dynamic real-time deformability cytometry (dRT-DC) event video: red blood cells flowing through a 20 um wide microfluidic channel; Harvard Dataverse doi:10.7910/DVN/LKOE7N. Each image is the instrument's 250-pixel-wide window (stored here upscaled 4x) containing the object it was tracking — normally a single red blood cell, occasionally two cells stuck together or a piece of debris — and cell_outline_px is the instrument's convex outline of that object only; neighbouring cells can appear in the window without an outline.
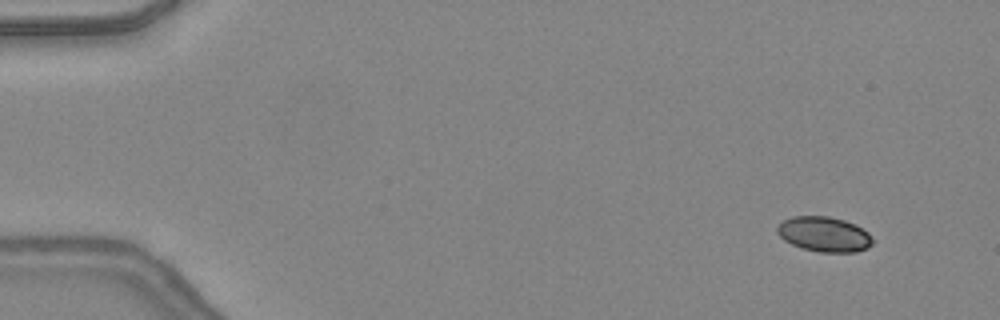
{"species": "common noctule bat (a hibernating species)", "species_latin": "Nyctalus noctula", "temperature_condition": "warm", "stored_images_in_passage": 45, "camera_frame_rate_fps": 3000, "um_per_image_px": 0.085, "animal": {"sex": "female", "body_mass_g": 24.6, "forearm_length_mm": 56.2}, "frame": {"image": 1, "passage_image": 1, "time_ms": 0.0, "image_size_px": [1000, 320], "cell_outline_px": [[872, 244], [868, 248], [856, 252], [820, 252], [800, 248], [784, 240], [776, 232], [776, 228], [784, 220], [792, 216], [828, 216], [844, 220], [856, 224], [868, 232], [872, 240]], "centroid_in_image_um": [70.05, 19.91], "position_along_channel_um": 14.9, "area_um2": 19.54}}
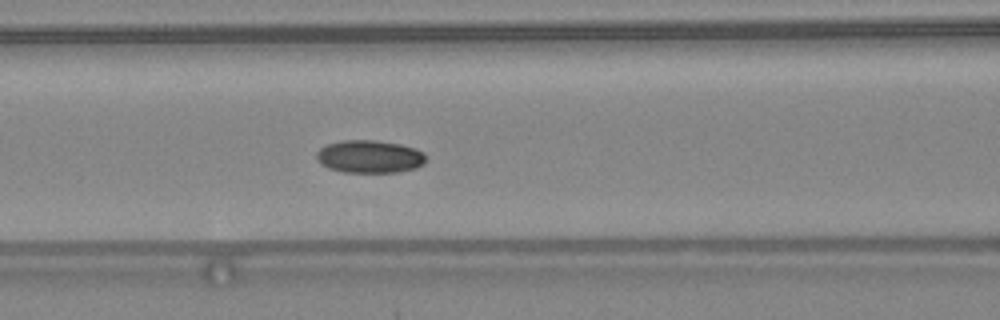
{"frame": {"image": 2, "passage_image": 18, "time_ms": 5.667, "image_size_px": [1000, 320], "cell_outline_px": [[428, 156], [424, 164], [416, 168], [396, 172], [344, 172], [328, 168], [320, 164], [316, 160], [316, 152], [320, 148], [328, 144], [344, 140], [376, 140], [400, 144], [416, 148], [424, 152]], "centroid_in_image_um": [31.44, 13.31], "position_along_channel_um": 135.2, "area_um2": 21.15}}
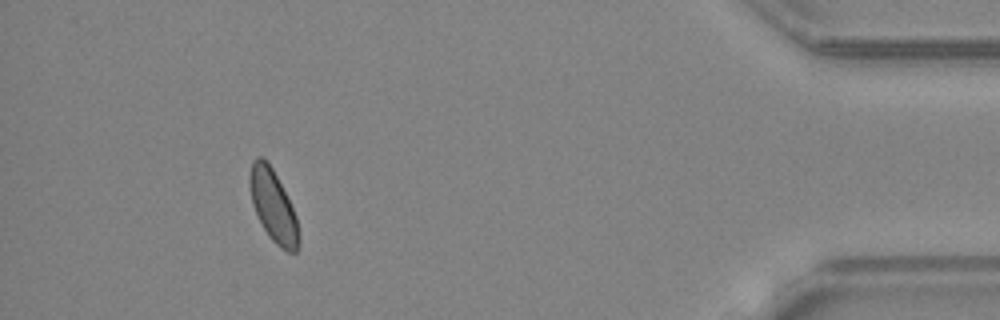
{"frame": {"image": 3, "passage_image": 41, "time_ms": 13.333, "image_size_px": [1000, 320], "cell_outline_px": [[300, 244], [296, 252], [288, 252], [276, 244], [268, 236], [252, 204], [248, 180], [248, 176], [252, 160], [256, 156], [264, 156], [272, 168], [296, 216], [300, 236]], "centroid_in_image_um": [23.2, 17.48], "position_along_channel_um": 412.0, "area_um2": 20.46}, "authors_computed_cell_mechanics": {"area_um2": 20.3456, "velocity_mm_per_s": 4.3888, "shape_relaxation_time_tau1_ms": 3.2117, "shape_relaxation_time_tau2_ms": 4.3601, "deformation_change_tau1": 0.0981, "deformation_change_tau2": 0.0581}}